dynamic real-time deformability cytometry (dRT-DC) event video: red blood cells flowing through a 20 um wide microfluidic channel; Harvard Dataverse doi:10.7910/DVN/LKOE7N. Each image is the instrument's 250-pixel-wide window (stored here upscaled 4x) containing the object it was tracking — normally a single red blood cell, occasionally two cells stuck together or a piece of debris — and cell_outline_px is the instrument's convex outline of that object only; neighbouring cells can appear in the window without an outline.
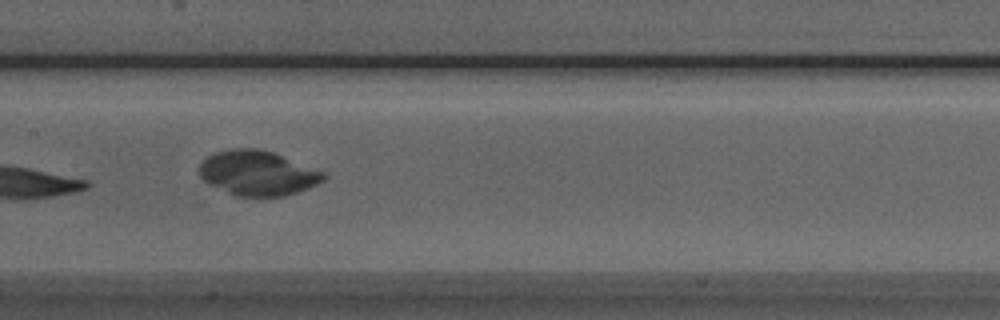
{"species": "Egyptian fruit bat (a non-hibernating species)", "species_latin": "Rousettus aegyptiacus", "temperature_condition": "room temperature", "stored_images_in_passage": 7, "segment_of_instrument_passage": [1, 2], "camera_frame_rate_fps": 3000, "um_per_image_px": 0.085, "animal": {"sex": "male"}, "frame": {"image": 1, "passage_image": 4, "time_ms": 3.333, "image_size_px": [1000, 320], "cell_outline_px": [[328, 176], [324, 180], [308, 188], [284, 196], [236, 196], [208, 184], [200, 176], [200, 164], [208, 156], [216, 152], [232, 148], [256, 148], [272, 152], [324, 172]], "centroid_in_image_um": [21.89, 14.71], "position_along_channel_um": 185.5, "area_um2": 32.14}}
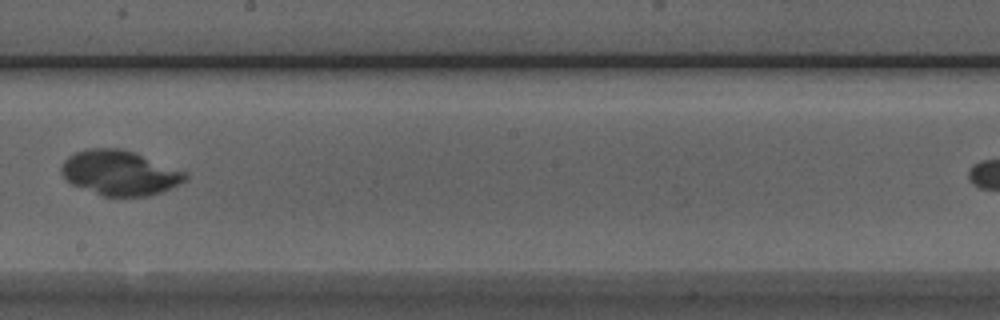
{"frame": {"image": 2, "passage_image": 5, "time_ms": 4.667, "image_size_px": [1000, 320], "cell_outline_px": [[188, 180], [180, 184], [160, 192], [148, 196], [104, 196], [72, 184], [60, 172], [60, 168], [64, 160], [68, 156], [76, 152], [88, 148], [120, 148], [136, 152], [188, 172]], "centroid_in_image_um": [10.22, 14.68], "position_along_channel_um": 238.0, "area_um2": 32.54}}
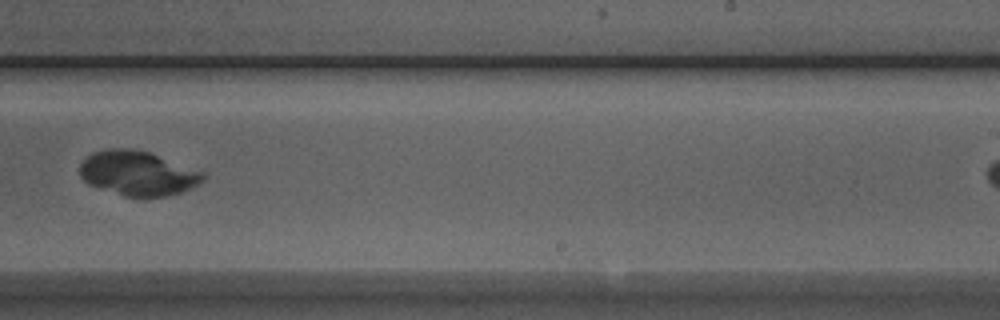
{"frame": {"image": 3, "passage_image": 6, "time_ms": 5.667, "image_size_px": [1000, 320], "cell_outline_px": [[208, 176], [200, 184], [180, 192], [168, 196], [124, 196], [88, 184], [80, 176], [80, 164], [88, 156], [96, 152], [112, 148], [128, 148], [148, 152], [204, 172]], "centroid_in_image_um": [11.74, 14.73], "position_along_channel_um": 277.3, "area_um2": 31.67}}